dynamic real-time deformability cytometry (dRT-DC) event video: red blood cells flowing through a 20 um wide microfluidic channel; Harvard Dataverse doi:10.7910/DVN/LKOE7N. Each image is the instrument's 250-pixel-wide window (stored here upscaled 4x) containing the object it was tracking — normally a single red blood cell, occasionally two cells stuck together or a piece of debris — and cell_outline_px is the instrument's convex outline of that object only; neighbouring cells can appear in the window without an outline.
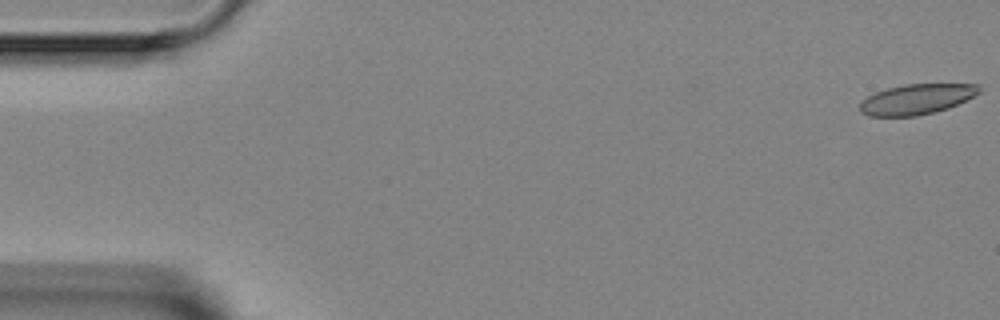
{"species": "Egyptian fruit bat (a non-hibernating species)", "species_latin": "Rousettus aegyptiacus", "temperature_condition": "room temperature", "stored_images_in_passage": 7, "camera_frame_rate_fps": 3000, "um_per_image_px": 0.085, "animal": {"sex": "female"}, "frame": {"image": 1, "passage_image": 1, "time_ms": 0.0, "image_size_px": [1000, 320], "cell_outline_px": [[980, 92], [948, 108], [916, 116], [868, 116], [860, 112], [860, 100], [876, 92], [888, 88], [904, 84], [980, 84]], "centroid_in_image_um": [77.86, 8.43], "position_along_channel_um": 7.1, "area_um2": 20.87}}
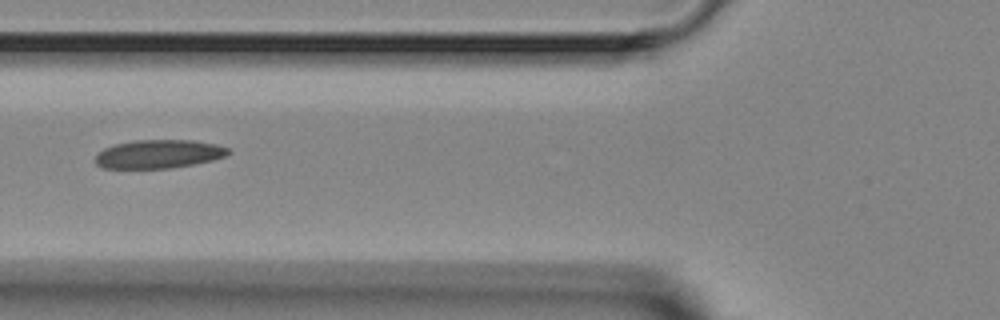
{"frame": {"image": 2, "passage_image": 6, "time_ms": 6.0, "image_size_px": [1000, 320], "cell_outline_px": [[232, 152], [224, 156], [212, 160], [192, 164], [168, 168], [104, 168], [96, 164], [96, 156], [104, 148], [116, 144], [136, 140], [192, 140], [216, 144], [228, 148]], "centroid_in_image_um": [13.5, 13.08], "position_along_channel_um": 112.3, "area_um2": 21.85}}
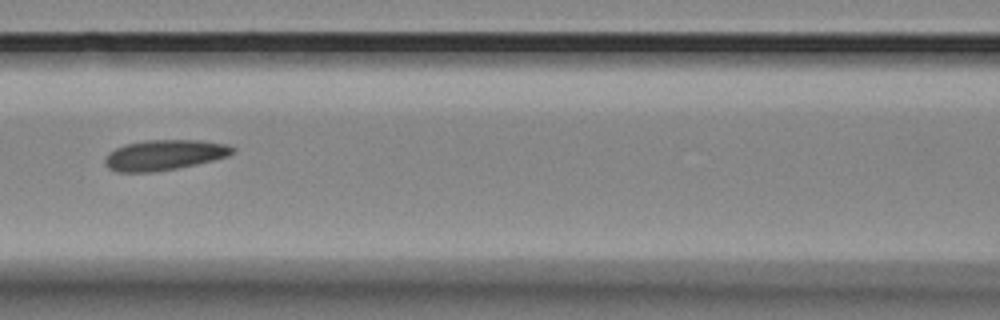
{"frame": {"image": 3, "passage_image": 7, "time_ms": 7.0, "image_size_px": [1000, 320], "cell_outline_px": [[236, 152], [228, 156], [196, 164], [176, 168], [152, 172], [116, 172], [108, 168], [104, 164], [104, 160], [108, 152], [124, 144], [148, 140], [200, 140], [228, 144], [236, 148]], "centroid_in_image_um": [13.97, 13.17], "position_along_channel_um": 152.6, "area_um2": 22.72}}